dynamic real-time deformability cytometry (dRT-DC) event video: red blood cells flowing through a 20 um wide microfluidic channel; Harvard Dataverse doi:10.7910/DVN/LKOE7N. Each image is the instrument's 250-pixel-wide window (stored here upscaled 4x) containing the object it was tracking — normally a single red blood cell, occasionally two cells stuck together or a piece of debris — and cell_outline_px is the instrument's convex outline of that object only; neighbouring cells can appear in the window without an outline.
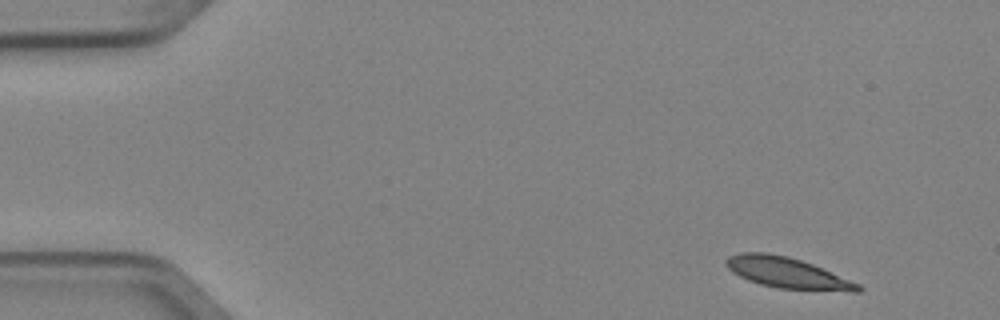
{"species": "Egyptian fruit bat (a non-hibernating species)", "species_latin": "Rousettus aegyptiacus", "temperature_condition": "cold", "stored_images_in_passage": 3, "camera_frame_rate_fps": 3000, "um_per_image_px": 0.085, "animal": {"sex": "female"}, "frame": {"image": 1, "passage_image": 1, "time_ms": 0.0, "image_size_px": [1000, 320], "cell_outline_px": [[864, 288], [860, 292], [852, 292], [780, 288], [760, 284], [748, 280], [732, 272], [724, 264], [724, 260], [728, 256], [740, 252], [768, 252], [788, 256], [812, 264], [860, 284]], "centroid_in_image_um": [66.9, 23.19], "position_along_channel_um": 18.1, "area_um2": 23.76}}
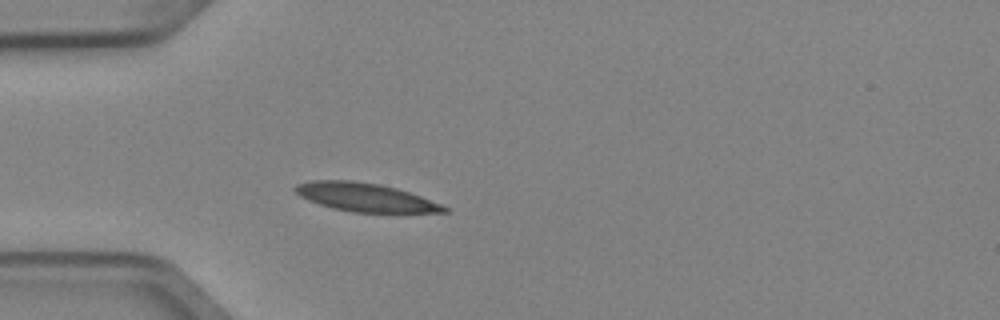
{"frame": {"image": 2, "passage_image": 3, "time_ms": 0.667, "image_size_px": [1000, 320], "cell_outline_px": [[448, 212], [352, 212], [332, 208], [308, 200], [300, 196], [292, 188], [296, 184], [312, 180], [352, 180], [380, 184], [396, 188], [420, 196], [440, 204], [448, 208]], "centroid_in_image_um": [30.99, 16.76], "position_along_channel_um": 54.0, "area_um2": 24.45}}